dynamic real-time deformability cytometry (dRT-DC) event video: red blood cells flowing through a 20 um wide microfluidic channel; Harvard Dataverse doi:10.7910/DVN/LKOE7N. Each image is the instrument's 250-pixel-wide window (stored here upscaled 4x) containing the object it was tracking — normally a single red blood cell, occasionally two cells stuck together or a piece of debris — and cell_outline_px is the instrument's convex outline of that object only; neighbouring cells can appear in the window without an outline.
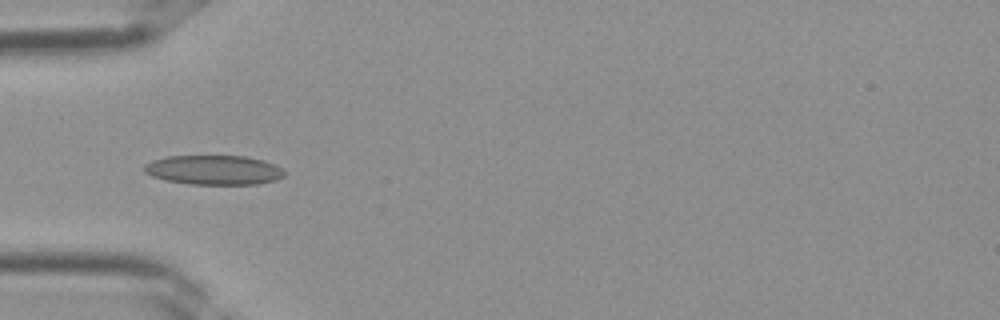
{"species": "Egyptian fruit bat (a non-hibernating species)", "species_latin": "Rousettus aegyptiacus", "temperature_condition": "room temperature", "stored_images_in_passage": 22, "camera_frame_rate_fps": 3000, "um_per_image_px": 0.085, "frame": {"image": 1, "passage_image": 6, "time_ms": 1.667, "image_size_px": [1000, 320], "cell_outline_px": [[288, 172], [284, 176], [276, 180], [256, 184], [188, 184], [164, 180], [152, 176], [144, 172], [144, 164], [152, 160], [168, 156], [244, 156], [264, 160]], "centroid_in_image_um": [18.16, 14.45], "position_along_channel_um": 66.8, "area_um2": 24.16}}
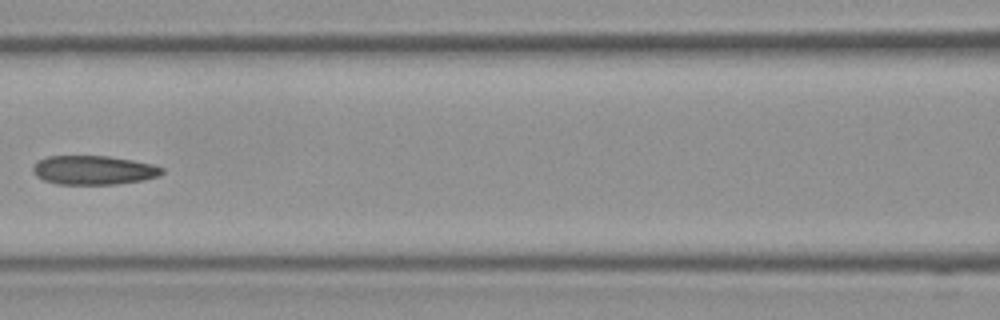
{"frame": {"image": 2, "passage_image": 11, "time_ms": 3.333, "image_size_px": [1000, 320], "cell_outline_px": [[164, 172], [160, 176], [144, 180], [116, 184], [56, 184], [44, 180], [36, 176], [32, 172], [32, 164], [36, 160], [48, 156], [108, 156], [132, 160], [152, 164], [164, 168]], "centroid_in_image_um": [7.93, 14.46], "position_along_channel_um": 158.7, "area_um2": 22.08}}
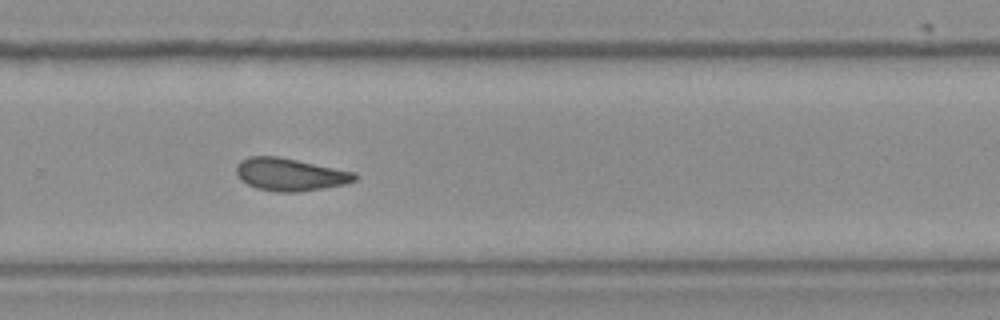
{"frame": {"image": 3, "passage_image": 19, "time_ms": 6.0, "image_size_px": [1000, 320], "cell_outline_px": [[356, 180], [344, 184], [324, 188], [300, 192], [276, 192], [256, 188], [240, 180], [236, 172], [236, 164], [240, 160], [248, 156], [280, 156], [356, 172]], "centroid_in_image_um": [24.63, 14.82], "position_along_channel_um": 305.2, "area_um2": 22.77}}